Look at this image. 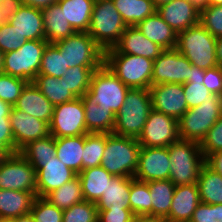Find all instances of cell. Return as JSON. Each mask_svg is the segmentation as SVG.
<instances>
[{"instance_id":"cell-1","label":"cell","mask_w":222,"mask_h":222,"mask_svg":"<svg viewBox=\"0 0 222 222\" xmlns=\"http://www.w3.org/2000/svg\"><path fill=\"white\" fill-rule=\"evenodd\" d=\"M140 149L135 138L105 133L101 166L113 176L134 177Z\"/></svg>"},{"instance_id":"cell-2","label":"cell","mask_w":222,"mask_h":222,"mask_svg":"<svg viewBox=\"0 0 222 222\" xmlns=\"http://www.w3.org/2000/svg\"><path fill=\"white\" fill-rule=\"evenodd\" d=\"M168 154L171 161L169 179L175 186L197 183L205 164L200 143L180 139L168 146Z\"/></svg>"},{"instance_id":"cell-3","label":"cell","mask_w":222,"mask_h":222,"mask_svg":"<svg viewBox=\"0 0 222 222\" xmlns=\"http://www.w3.org/2000/svg\"><path fill=\"white\" fill-rule=\"evenodd\" d=\"M216 37L200 23L177 33L176 49L188 61L200 69L207 70L218 66L216 59Z\"/></svg>"},{"instance_id":"cell-4","label":"cell","mask_w":222,"mask_h":222,"mask_svg":"<svg viewBox=\"0 0 222 222\" xmlns=\"http://www.w3.org/2000/svg\"><path fill=\"white\" fill-rule=\"evenodd\" d=\"M151 110L149 89H129L116 114L113 133L138 139Z\"/></svg>"},{"instance_id":"cell-5","label":"cell","mask_w":222,"mask_h":222,"mask_svg":"<svg viewBox=\"0 0 222 222\" xmlns=\"http://www.w3.org/2000/svg\"><path fill=\"white\" fill-rule=\"evenodd\" d=\"M126 28L112 0H95L87 33L104 52L119 42Z\"/></svg>"},{"instance_id":"cell-6","label":"cell","mask_w":222,"mask_h":222,"mask_svg":"<svg viewBox=\"0 0 222 222\" xmlns=\"http://www.w3.org/2000/svg\"><path fill=\"white\" fill-rule=\"evenodd\" d=\"M153 60L123 53H104V64L130 89L152 86Z\"/></svg>"},{"instance_id":"cell-7","label":"cell","mask_w":222,"mask_h":222,"mask_svg":"<svg viewBox=\"0 0 222 222\" xmlns=\"http://www.w3.org/2000/svg\"><path fill=\"white\" fill-rule=\"evenodd\" d=\"M221 115L222 97L211 94L209 100L188 109L178 120L180 139L201 143Z\"/></svg>"},{"instance_id":"cell-8","label":"cell","mask_w":222,"mask_h":222,"mask_svg":"<svg viewBox=\"0 0 222 222\" xmlns=\"http://www.w3.org/2000/svg\"><path fill=\"white\" fill-rule=\"evenodd\" d=\"M129 89L103 64L92 73L87 95L99 107L111 109L116 115L123 106Z\"/></svg>"},{"instance_id":"cell-9","label":"cell","mask_w":222,"mask_h":222,"mask_svg":"<svg viewBox=\"0 0 222 222\" xmlns=\"http://www.w3.org/2000/svg\"><path fill=\"white\" fill-rule=\"evenodd\" d=\"M48 44L46 40H30L18 50L4 53L3 73L33 82Z\"/></svg>"},{"instance_id":"cell-10","label":"cell","mask_w":222,"mask_h":222,"mask_svg":"<svg viewBox=\"0 0 222 222\" xmlns=\"http://www.w3.org/2000/svg\"><path fill=\"white\" fill-rule=\"evenodd\" d=\"M52 44L60 54H64L65 65L68 68L104 64V50L87 32H76Z\"/></svg>"},{"instance_id":"cell-11","label":"cell","mask_w":222,"mask_h":222,"mask_svg":"<svg viewBox=\"0 0 222 222\" xmlns=\"http://www.w3.org/2000/svg\"><path fill=\"white\" fill-rule=\"evenodd\" d=\"M50 135L55 138L88 134L84 104L81 98L54 106Z\"/></svg>"},{"instance_id":"cell-12","label":"cell","mask_w":222,"mask_h":222,"mask_svg":"<svg viewBox=\"0 0 222 222\" xmlns=\"http://www.w3.org/2000/svg\"><path fill=\"white\" fill-rule=\"evenodd\" d=\"M0 189L36 192L35 168L20 154H9L0 164Z\"/></svg>"},{"instance_id":"cell-13","label":"cell","mask_w":222,"mask_h":222,"mask_svg":"<svg viewBox=\"0 0 222 222\" xmlns=\"http://www.w3.org/2000/svg\"><path fill=\"white\" fill-rule=\"evenodd\" d=\"M137 140L141 147H168L180 140L178 120L152 109Z\"/></svg>"},{"instance_id":"cell-14","label":"cell","mask_w":222,"mask_h":222,"mask_svg":"<svg viewBox=\"0 0 222 222\" xmlns=\"http://www.w3.org/2000/svg\"><path fill=\"white\" fill-rule=\"evenodd\" d=\"M192 64L176 48L165 49L153 62L152 86L184 84L190 77Z\"/></svg>"},{"instance_id":"cell-15","label":"cell","mask_w":222,"mask_h":222,"mask_svg":"<svg viewBox=\"0 0 222 222\" xmlns=\"http://www.w3.org/2000/svg\"><path fill=\"white\" fill-rule=\"evenodd\" d=\"M170 162L168 147H141L134 179L142 182L167 180Z\"/></svg>"},{"instance_id":"cell-16","label":"cell","mask_w":222,"mask_h":222,"mask_svg":"<svg viewBox=\"0 0 222 222\" xmlns=\"http://www.w3.org/2000/svg\"><path fill=\"white\" fill-rule=\"evenodd\" d=\"M152 109L179 120L188 110L183 84H157L149 88Z\"/></svg>"},{"instance_id":"cell-17","label":"cell","mask_w":222,"mask_h":222,"mask_svg":"<svg viewBox=\"0 0 222 222\" xmlns=\"http://www.w3.org/2000/svg\"><path fill=\"white\" fill-rule=\"evenodd\" d=\"M32 166L36 171V196L38 197H45L77 176L56 155L47 162H35Z\"/></svg>"},{"instance_id":"cell-18","label":"cell","mask_w":222,"mask_h":222,"mask_svg":"<svg viewBox=\"0 0 222 222\" xmlns=\"http://www.w3.org/2000/svg\"><path fill=\"white\" fill-rule=\"evenodd\" d=\"M10 125L15 139L16 153L29 142L45 138L50 135L48 123L32 117L27 113L12 107Z\"/></svg>"},{"instance_id":"cell-19","label":"cell","mask_w":222,"mask_h":222,"mask_svg":"<svg viewBox=\"0 0 222 222\" xmlns=\"http://www.w3.org/2000/svg\"><path fill=\"white\" fill-rule=\"evenodd\" d=\"M160 45L146 38L136 26H127L119 42L104 53H123L156 60L164 51Z\"/></svg>"},{"instance_id":"cell-20","label":"cell","mask_w":222,"mask_h":222,"mask_svg":"<svg viewBox=\"0 0 222 222\" xmlns=\"http://www.w3.org/2000/svg\"><path fill=\"white\" fill-rule=\"evenodd\" d=\"M156 11L176 33L199 23L200 9L189 0H172Z\"/></svg>"},{"instance_id":"cell-21","label":"cell","mask_w":222,"mask_h":222,"mask_svg":"<svg viewBox=\"0 0 222 222\" xmlns=\"http://www.w3.org/2000/svg\"><path fill=\"white\" fill-rule=\"evenodd\" d=\"M13 107L49 125L51 123L54 106L33 82H28L25 85L20 97Z\"/></svg>"},{"instance_id":"cell-22","label":"cell","mask_w":222,"mask_h":222,"mask_svg":"<svg viewBox=\"0 0 222 222\" xmlns=\"http://www.w3.org/2000/svg\"><path fill=\"white\" fill-rule=\"evenodd\" d=\"M200 202L196 183L175 186L168 222H189Z\"/></svg>"},{"instance_id":"cell-23","label":"cell","mask_w":222,"mask_h":222,"mask_svg":"<svg viewBox=\"0 0 222 222\" xmlns=\"http://www.w3.org/2000/svg\"><path fill=\"white\" fill-rule=\"evenodd\" d=\"M28 41L45 40L43 14L40 9L22 5L10 22Z\"/></svg>"},{"instance_id":"cell-24","label":"cell","mask_w":222,"mask_h":222,"mask_svg":"<svg viewBox=\"0 0 222 222\" xmlns=\"http://www.w3.org/2000/svg\"><path fill=\"white\" fill-rule=\"evenodd\" d=\"M138 30L149 40L163 49H174L177 44V33L155 11L136 25Z\"/></svg>"},{"instance_id":"cell-25","label":"cell","mask_w":222,"mask_h":222,"mask_svg":"<svg viewBox=\"0 0 222 222\" xmlns=\"http://www.w3.org/2000/svg\"><path fill=\"white\" fill-rule=\"evenodd\" d=\"M36 192L0 189V218L16 219L29 214Z\"/></svg>"},{"instance_id":"cell-26","label":"cell","mask_w":222,"mask_h":222,"mask_svg":"<svg viewBox=\"0 0 222 222\" xmlns=\"http://www.w3.org/2000/svg\"><path fill=\"white\" fill-rule=\"evenodd\" d=\"M85 201L97 202L114 177L101 165L83 169L78 175Z\"/></svg>"},{"instance_id":"cell-27","label":"cell","mask_w":222,"mask_h":222,"mask_svg":"<svg viewBox=\"0 0 222 222\" xmlns=\"http://www.w3.org/2000/svg\"><path fill=\"white\" fill-rule=\"evenodd\" d=\"M84 104L85 124L88 133H113L116 115L111 109L99 107L87 94L81 97Z\"/></svg>"},{"instance_id":"cell-28","label":"cell","mask_w":222,"mask_h":222,"mask_svg":"<svg viewBox=\"0 0 222 222\" xmlns=\"http://www.w3.org/2000/svg\"><path fill=\"white\" fill-rule=\"evenodd\" d=\"M41 11L43 14L45 40L48 43H55L76 33L66 20L64 11L58 3L52 4Z\"/></svg>"},{"instance_id":"cell-29","label":"cell","mask_w":222,"mask_h":222,"mask_svg":"<svg viewBox=\"0 0 222 222\" xmlns=\"http://www.w3.org/2000/svg\"><path fill=\"white\" fill-rule=\"evenodd\" d=\"M131 177L114 176L109 181L108 188L103 192L100 199L96 202L98 210H107L108 208H127L130 209Z\"/></svg>"},{"instance_id":"cell-30","label":"cell","mask_w":222,"mask_h":222,"mask_svg":"<svg viewBox=\"0 0 222 222\" xmlns=\"http://www.w3.org/2000/svg\"><path fill=\"white\" fill-rule=\"evenodd\" d=\"M84 135L56 138V156L77 175L82 171Z\"/></svg>"},{"instance_id":"cell-31","label":"cell","mask_w":222,"mask_h":222,"mask_svg":"<svg viewBox=\"0 0 222 222\" xmlns=\"http://www.w3.org/2000/svg\"><path fill=\"white\" fill-rule=\"evenodd\" d=\"M66 20L76 32H87L95 0H58Z\"/></svg>"},{"instance_id":"cell-32","label":"cell","mask_w":222,"mask_h":222,"mask_svg":"<svg viewBox=\"0 0 222 222\" xmlns=\"http://www.w3.org/2000/svg\"><path fill=\"white\" fill-rule=\"evenodd\" d=\"M200 201L205 204H222V176L206 163L197 180Z\"/></svg>"},{"instance_id":"cell-33","label":"cell","mask_w":222,"mask_h":222,"mask_svg":"<svg viewBox=\"0 0 222 222\" xmlns=\"http://www.w3.org/2000/svg\"><path fill=\"white\" fill-rule=\"evenodd\" d=\"M149 186L152 203V215L169 216L175 184L170 180H153L146 182Z\"/></svg>"},{"instance_id":"cell-34","label":"cell","mask_w":222,"mask_h":222,"mask_svg":"<svg viewBox=\"0 0 222 222\" xmlns=\"http://www.w3.org/2000/svg\"><path fill=\"white\" fill-rule=\"evenodd\" d=\"M112 1L127 26H136L156 11L152 0Z\"/></svg>"},{"instance_id":"cell-35","label":"cell","mask_w":222,"mask_h":222,"mask_svg":"<svg viewBox=\"0 0 222 222\" xmlns=\"http://www.w3.org/2000/svg\"><path fill=\"white\" fill-rule=\"evenodd\" d=\"M33 83L53 106L62 104L76 97L67 89L63 78H55L48 75H37Z\"/></svg>"},{"instance_id":"cell-36","label":"cell","mask_w":222,"mask_h":222,"mask_svg":"<svg viewBox=\"0 0 222 222\" xmlns=\"http://www.w3.org/2000/svg\"><path fill=\"white\" fill-rule=\"evenodd\" d=\"M44 198L52 205L62 210L84 201L79 177L76 176L71 181L64 183L61 187L53 190Z\"/></svg>"},{"instance_id":"cell-37","label":"cell","mask_w":222,"mask_h":222,"mask_svg":"<svg viewBox=\"0 0 222 222\" xmlns=\"http://www.w3.org/2000/svg\"><path fill=\"white\" fill-rule=\"evenodd\" d=\"M101 66H75L68 68L63 75L67 89L76 97L81 98L89 89L92 73Z\"/></svg>"},{"instance_id":"cell-38","label":"cell","mask_w":222,"mask_h":222,"mask_svg":"<svg viewBox=\"0 0 222 222\" xmlns=\"http://www.w3.org/2000/svg\"><path fill=\"white\" fill-rule=\"evenodd\" d=\"M19 152L31 165L35 162H47L56 155V138L49 135L31 141Z\"/></svg>"},{"instance_id":"cell-39","label":"cell","mask_w":222,"mask_h":222,"mask_svg":"<svg viewBox=\"0 0 222 222\" xmlns=\"http://www.w3.org/2000/svg\"><path fill=\"white\" fill-rule=\"evenodd\" d=\"M105 149V133H88L84 135L82 170L101 165Z\"/></svg>"},{"instance_id":"cell-40","label":"cell","mask_w":222,"mask_h":222,"mask_svg":"<svg viewBox=\"0 0 222 222\" xmlns=\"http://www.w3.org/2000/svg\"><path fill=\"white\" fill-rule=\"evenodd\" d=\"M130 209L134 215H152V203L149 186L146 182L138 181L131 177Z\"/></svg>"},{"instance_id":"cell-41","label":"cell","mask_w":222,"mask_h":222,"mask_svg":"<svg viewBox=\"0 0 222 222\" xmlns=\"http://www.w3.org/2000/svg\"><path fill=\"white\" fill-rule=\"evenodd\" d=\"M67 69L64 54H60V51L49 43L44 50L38 75L62 78Z\"/></svg>"},{"instance_id":"cell-42","label":"cell","mask_w":222,"mask_h":222,"mask_svg":"<svg viewBox=\"0 0 222 222\" xmlns=\"http://www.w3.org/2000/svg\"><path fill=\"white\" fill-rule=\"evenodd\" d=\"M62 222H98L96 203L84 200L63 210Z\"/></svg>"},{"instance_id":"cell-43","label":"cell","mask_w":222,"mask_h":222,"mask_svg":"<svg viewBox=\"0 0 222 222\" xmlns=\"http://www.w3.org/2000/svg\"><path fill=\"white\" fill-rule=\"evenodd\" d=\"M34 222H62L63 210L44 197H36L30 211Z\"/></svg>"},{"instance_id":"cell-44","label":"cell","mask_w":222,"mask_h":222,"mask_svg":"<svg viewBox=\"0 0 222 222\" xmlns=\"http://www.w3.org/2000/svg\"><path fill=\"white\" fill-rule=\"evenodd\" d=\"M27 83L24 79L1 73L0 99L13 107Z\"/></svg>"},{"instance_id":"cell-45","label":"cell","mask_w":222,"mask_h":222,"mask_svg":"<svg viewBox=\"0 0 222 222\" xmlns=\"http://www.w3.org/2000/svg\"><path fill=\"white\" fill-rule=\"evenodd\" d=\"M199 23L214 37H221L222 5H207L200 9Z\"/></svg>"},{"instance_id":"cell-46","label":"cell","mask_w":222,"mask_h":222,"mask_svg":"<svg viewBox=\"0 0 222 222\" xmlns=\"http://www.w3.org/2000/svg\"><path fill=\"white\" fill-rule=\"evenodd\" d=\"M27 41L10 23L0 27V50L3 53L18 50Z\"/></svg>"},{"instance_id":"cell-47","label":"cell","mask_w":222,"mask_h":222,"mask_svg":"<svg viewBox=\"0 0 222 222\" xmlns=\"http://www.w3.org/2000/svg\"><path fill=\"white\" fill-rule=\"evenodd\" d=\"M200 148L205 159L212 153L222 151V115L209 129L200 143Z\"/></svg>"},{"instance_id":"cell-48","label":"cell","mask_w":222,"mask_h":222,"mask_svg":"<svg viewBox=\"0 0 222 222\" xmlns=\"http://www.w3.org/2000/svg\"><path fill=\"white\" fill-rule=\"evenodd\" d=\"M188 109L199 106L209 100L211 93L204 86V81L187 82L183 84Z\"/></svg>"},{"instance_id":"cell-49","label":"cell","mask_w":222,"mask_h":222,"mask_svg":"<svg viewBox=\"0 0 222 222\" xmlns=\"http://www.w3.org/2000/svg\"><path fill=\"white\" fill-rule=\"evenodd\" d=\"M189 222H222V204L200 202Z\"/></svg>"},{"instance_id":"cell-50","label":"cell","mask_w":222,"mask_h":222,"mask_svg":"<svg viewBox=\"0 0 222 222\" xmlns=\"http://www.w3.org/2000/svg\"><path fill=\"white\" fill-rule=\"evenodd\" d=\"M134 214L127 208L98 210V222H132Z\"/></svg>"},{"instance_id":"cell-51","label":"cell","mask_w":222,"mask_h":222,"mask_svg":"<svg viewBox=\"0 0 222 222\" xmlns=\"http://www.w3.org/2000/svg\"><path fill=\"white\" fill-rule=\"evenodd\" d=\"M204 86L211 94L222 97V67L216 66L205 70Z\"/></svg>"},{"instance_id":"cell-52","label":"cell","mask_w":222,"mask_h":222,"mask_svg":"<svg viewBox=\"0 0 222 222\" xmlns=\"http://www.w3.org/2000/svg\"><path fill=\"white\" fill-rule=\"evenodd\" d=\"M0 147L8 154L16 153L15 139L10 123H0Z\"/></svg>"},{"instance_id":"cell-53","label":"cell","mask_w":222,"mask_h":222,"mask_svg":"<svg viewBox=\"0 0 222 222\" xmlns=\"http://www.w3.org/2000/svg\"><path fill=\"white\" fill-rule=\"evenodd\" d=\"M22 5V0H1V13L11 19V17L20 9Z\"/></svg>"},{"instance_id":"cell-54","label":"cell","mask_w":222,"mask_h":222,"mask_svg":"<svg viewBox=\"0 0 222 222\" xmlns=\"http://www.w3.org/2000/svg\"><path fill=\"white\" fill-rule=\"evenodd\" d=\"M205 163L222 176V151L210 154Z\"/></svg>"},{"instance_id":"cell-55","label":"cell","mask_w":222,"mask_h":222,"mask_svg":"<svg viewBox=\"0 0 222 222\" xmlns=\"http://www.w3.org/2000/svg\"><path fill=\"white\" fill-rule=\"evenodd\" d=\"M22 1L23 5L31 6L40 10L47 8L50 5L58 2V0H22Z\"/></svg>"},{"instance_id":"cell-56","label":"cell","mask_w":222,"mask_h":222,"mask_svg":"<svg viewBox=\"0 0 222 222\" xmlns=\"http://www.w3.org/2000/svg\"><path fill=\"white\" fill-rule=\"evenodd\" d=\"M132 222H168V219L156 215H134Z\"/></svg>"},{"instance_id":"cell-57","label":"cell","mask_w":222,"mask_h":222,"mask_svg":"<svg viewBox=\"0 0 222 222\" xmlns=\"http://www.w3.org/2000/svg\"><path fill=\"white\" fill-rule=\"evenodd\" d=\"M12 106L0 99V123H10Z\"/></svg>"},{"instance_id":"cell-58","label":"cell","mask_w":222,"mask_h":222,"mask_svg":"<svg viewBox=\"0 0 222 222\" xmlns=\"http://www.w3.org/2000/svg\"><path fill=\"white\" fill-rule=\"evenodd\" d=\"M205 70L198 68L197 66H191L190 77L187 82L204 81Z\"/></svg>"},{"instance_id":"cell-59","label":"cell","mask_w":222,"mask_h":222,"mask_svg":"<svg viewBox=\"0 0 222 222\" xmlns=\"http://www.w3.org/2000/svg\"><path fill=\"white\" fill-rule=\"evenodd\" d=\"M216 59L218 66L222 67V36L216 39Z\"/></svg>"},{"instance_id":"cell-60","label":"cell","mask_w":222,"mask_h":222,"mask_svg":"<svg viewBox=\"0 0 222 222\" xmlns=\"http://www.w3.org/2000/svg\"><path fill=\"white\" fill-rule=\"evenodd\" d=\"M15 222H34V219L32 215L29 213L16 218Z\"/></svg>"},{"instance_id":"cell-61","label":"cell","mask_w":222,"mask_h":222,"mask_svg":"<svg viewBox=\"0 0 222 222\" xmlns=\"http://www.w3.org/2000/svg\"><path fill=\"white\" fill-rule=\"evenodd\" d=\"M197 8L202 9L208 5V0H189Z\"/></svg>"},{"instance_id":"cell-62","label":"cell","mask_w":222,"mask_h":222,"mask_svg":"<svg viewBox=\"0 0 222 222\" xmlns=\"http://www.w3.org/2000/svg\"><path fill=\"white\" fill-rule=\"evenodd\" d=\"M9 22H10V18L3 15L1 13V8H0V27H3L4 25H6Z\"/></svg>"},{"instance_id":"cell-63","label":"cell","mask_w":222,"mask_h":222,"mask_svg":"<svg viewBox=\"0 0 222 222\" xmlns=\"http://www.w3.org/2000/svg\"><path fill=\"white\" fill-rule=\"evenodd\" d=\"M155 8L160 7L163 4L169 3L172 0H152Z\"/></svg>"},{"instance_id":"cell-64","label":"cell","mask_w":222,"mask_h":222,"mask_svg":"<svg viewBox=\"0 0 222 222\" xmlns=\"http://www.w3.org/2000/svg\"><path fill=\"white\" fill-rule=\"evenodd\" d=\"M9 154L0 147V164L4 161V159L8 156Z\"/></svg>"},{"instance_id":"cell-65","label":"cell","mask_w":222,"mask_h":222,"mask_svg":"<svg viewBox=\"0 0 222 222\" xmlns=\"http://www.w3.org/2000/svg\"><path fill=\"white\" fill-rule=\"evenodd\" d=\"M4 53L0 50V74L3 73Z\"/></svg>"},{"instance_id":"cell-66","label":"cell","mask_w":222,"mask_h":222,"mask_svg":"<svg viewBox=\"0 0 222 222\" xmlns=\"http://www.w3.org/2000/svg\"><path fill=\"white\" fill-rule=\"evenodd\" d=\"M208 5H222V0H208Z\"/></svg>"},{"instance_id":"cell-67","label":"cell","mask_w":222,"mask_h":222,"mask_svg":"<svg viewBox=\"0 0 222 222\" xmlns=\"http://www.w3.org/2000/svg\"><path fill=\"white\" fill-rule=\"evenodd\" d=\"M0 222H15V219L0 218Z\"/></svg>"}]
</instances>
